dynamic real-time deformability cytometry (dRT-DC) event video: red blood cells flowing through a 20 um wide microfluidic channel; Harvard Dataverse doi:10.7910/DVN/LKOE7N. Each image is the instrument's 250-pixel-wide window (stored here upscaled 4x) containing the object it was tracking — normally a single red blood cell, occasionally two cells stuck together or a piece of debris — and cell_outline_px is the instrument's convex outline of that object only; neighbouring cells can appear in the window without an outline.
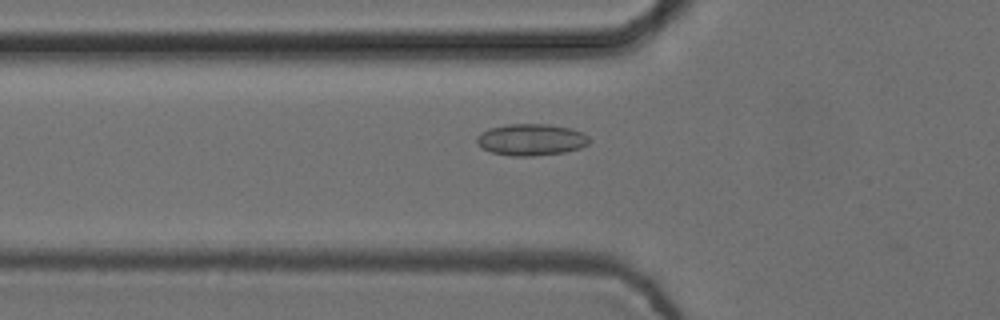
{"species": "common noctule bat (a hibernating species)", "species_latin": "Nyctalus noctula", "temperature_condition": "cold", "stored_images_in_passage": 47, "camera_frame_rate_fps": 3000, "um_per_image_px": 0.085, "animal": {"sex": "female", "body_mass_g": 24.6, "forearm_length_mm": 56.2}, "frame": {"image": 1, "passage_image": 11, "time_ms": 3.333, "image_size_px": [1000, 320], "cell_outline_px": [[592, 140], [588, 144], [580, 148], [564, 152], [532, 156], [512, 156], [492, 152], [476, 144], [476, 136], [480, 132], [492, 128], [508, 124], [548, 124], [568, 128], [584, 132]], "centroid_in_image_um": [45.16, 11.87], "position_along_channel_um": 80.6, "area_um2": 20.75}}
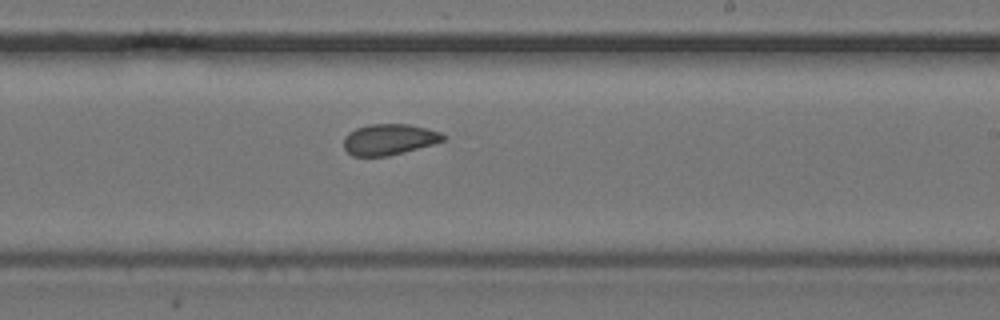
{"frame": {"image": 2, "passage_image": 25, "time_ms": 8.0, "image_size_px": [1000, 320], "cell_outline_px": [[448, 136], [444, 140], [432, 144], [404, 152], [388, 156], [352, 156], [344, 148], [344, 136], [348, 132], [356, 128], [368, 124], [408, 124], [440, 132]], "centroid_in_image_um": [33.05, 11.85], "position_along_channel_um": 255.9, "area_um2": 17.92}}
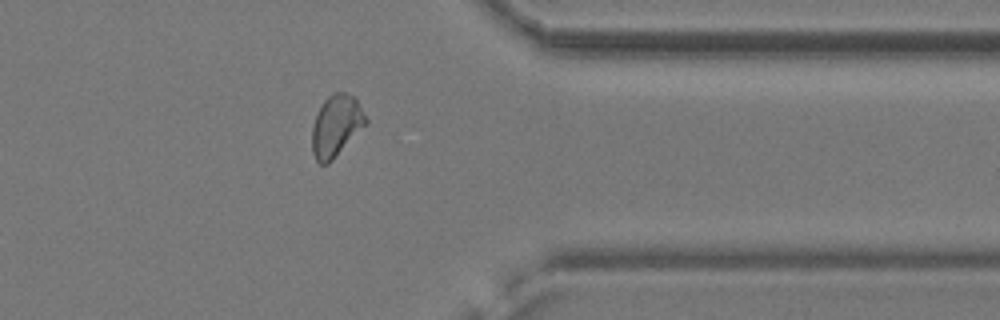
{"frame": {"image": 3, "passage_image": 36, "time_ms": 11.667, "image_size_px": [1000, 320], "cell_outline_px": [[368, 124], [328, 164], [320, 164], [316, 160], [312, 152], [312, 128], [316, 112], [324, 100], [332, 92], [344, 92], [356, 96], [368, 120]], "centroid_in_image_um": [28.59, 10.67], "position_along_channel_um": 382.8, "area_um2": 19.65}, "authors_computed_cell_mechanics": {"area_um2": 19.1896, "velocity_mm_per_s": 3.7376, "shape_relaxation_time_tau1_ms": 3.5686, "shape_relaxation_time_tau2_ms": 1.8712, "deformation_change_tau1": 0.0412, "deformation_change_tau2": 0.0672}}